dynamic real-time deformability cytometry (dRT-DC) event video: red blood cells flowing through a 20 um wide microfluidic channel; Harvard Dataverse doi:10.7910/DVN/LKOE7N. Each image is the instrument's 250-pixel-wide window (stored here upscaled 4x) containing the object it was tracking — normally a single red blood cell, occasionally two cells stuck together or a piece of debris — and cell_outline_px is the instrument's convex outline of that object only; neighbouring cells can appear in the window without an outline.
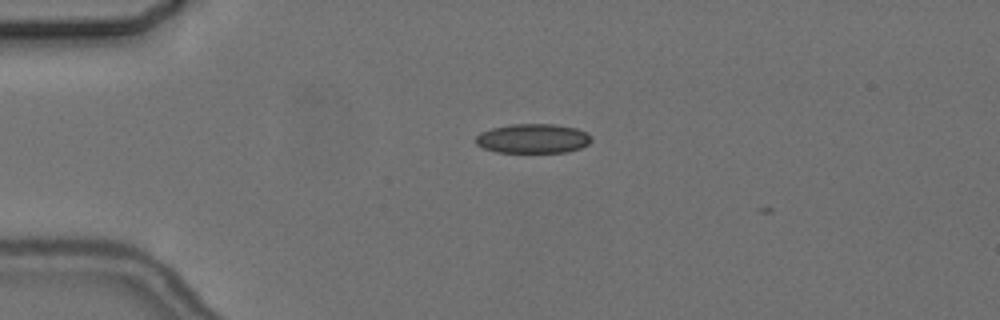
{"species": "common noctule bat (a hibernating species)", "species_latin": "Nyctalus noctula", "temperature_condition": "cold", "stored_images_in_passage": 3, "camera_frame_rate_fps": 3000, "um_per_image_px": 0.085, "animal": {"sex": "female", "body_mass_g": 24.6, "forearm_length_mm": 56.2}, "frame": {"image": 1, "passage_image": 2, "time_ms": 1.333, "image_size_px": [1000, 320], "cell_outline_px": [[592, 140], [588, 144], [580, 148], [568, 152], [496, 152], [484, 148], [476, 144], [476, 136], [480, 132], [492, 128], [512, 124], [552, 124], [576, 128], [588, 132], [592, 136]], "centroid_in_image_um": [45.32, 11.77], "position_along_channel_um": 39.7, "area_um2": 19.88}}